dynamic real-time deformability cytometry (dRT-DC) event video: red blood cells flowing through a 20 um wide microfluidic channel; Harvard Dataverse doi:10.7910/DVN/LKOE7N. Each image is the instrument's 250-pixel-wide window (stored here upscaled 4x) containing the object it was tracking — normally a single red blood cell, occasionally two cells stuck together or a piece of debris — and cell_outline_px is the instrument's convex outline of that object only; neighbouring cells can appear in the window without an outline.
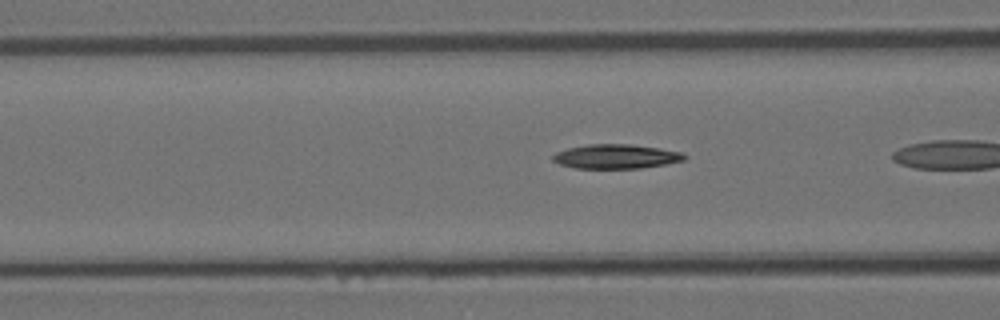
{"species": "Egyptian fruit bat (a non-hibernating species)", "species_latin": "Rousettus aegyptiacus", "temperature_condition": "room temperature", "stored_images_in_passage": 37, "camera_frame_rate_fps": 3000, "um_per_image_px": 0.085, "animal": {"sex": "female"}, "frame": {"image": 1, "passage_image": 17, "time_ms": 5.333, "image_size_px": [1000, 320], "cell_outline_px": [[688, 156], [684, 160], [664, 164], [640, 168], [576, 168], [560, 164], [552, 160], [552, 156], [556, 152], [568, 148], [588, 144], [632, 144], [660, 148], [684, 152]], "centroid_in_image_um": [52.39, 13.29], "position_along_channel_um": 114.2, "area_um2": 18.67}}
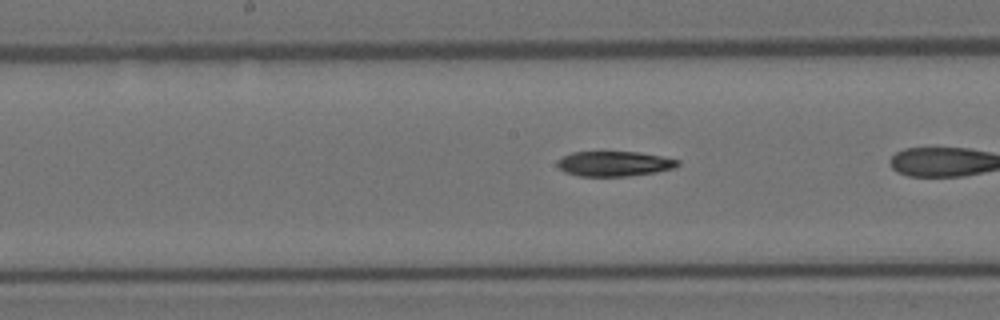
{"frame": {"image": 2, "passage_image": 23, "time_ms": 7.333, "image_size_px": [1000, 320], "cell_outline_px": [[680, 164], [676, 168], [656, 172], [628, 176], [580, 176], [564, 172], [556, 164], [556, 160], [572, 152], [640, 152], [680, 160]], "centroid_in_image_um": [52.23, 13.92], "position_along_channel_um": 196.0, "area_um2": 17.63}}
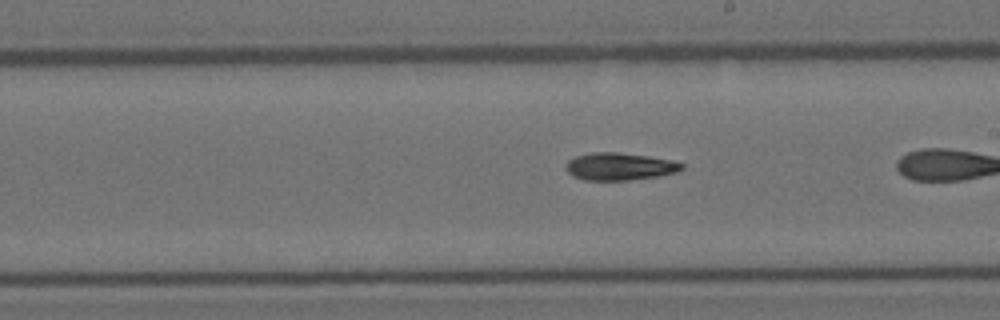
{"frame": {"image": 3, "passage_image": 26, "time_ms": 8.333, "image_size_px": [1000, 320], "cell_outline_px": [[684, 168], [676, 172], [660, 176], [628, 180], [584, 180], [572, 176], [564, 168], [564, 164], [568, 160], [576, 156], [592, 152], [616, 152], [648, 156], [672, 160], [684, 164]], "centroid_in_image_um": [52.64, 14.15], "position_along_channel_um": 236.4, "area_um2": 18.67}}